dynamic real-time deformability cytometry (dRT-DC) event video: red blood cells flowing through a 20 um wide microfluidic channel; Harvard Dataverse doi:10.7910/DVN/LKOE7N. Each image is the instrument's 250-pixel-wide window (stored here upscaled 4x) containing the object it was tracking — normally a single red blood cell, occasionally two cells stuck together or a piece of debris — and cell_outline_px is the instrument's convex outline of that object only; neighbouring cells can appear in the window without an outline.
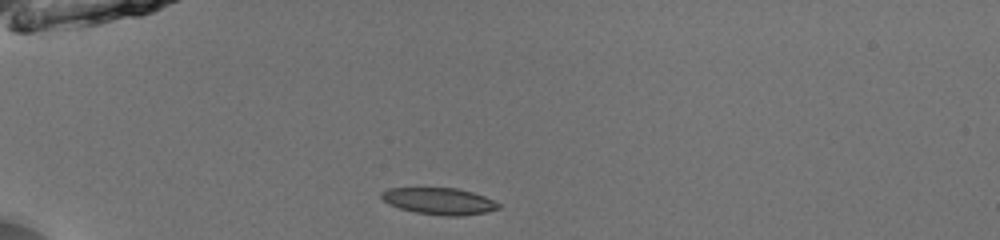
{"species": "common noctule bat (a hibernating species)", "species_latin": "Nyctalus noctula", "temperature_condition": "room temperature", "stored_images_in_passage": 37, "camera_frame_rate_fps": 3000, "um_per_image_px": 0.085, "animal": {"sex": "male", "body_mass_g": 13.0, "forearm_length_mm": 53.1}, "frame": {"image": 1, "passage_image": 1, "time_ms": 0.0, "image_size_px": [1000, 240], "cell_outline_px": [[500, 208], [488, 212], [460, 216], [448, 216], [416, 212], [400, 208], [388, 204], [380, 196], [380, 192], [388, 188], [456, 188], [472, 192], [484, 196], [500, 204]], "centroid_in_image_um": [37.33, 17.09], "position_along_channel_um": 47.7, "area_um2": 18.15}}
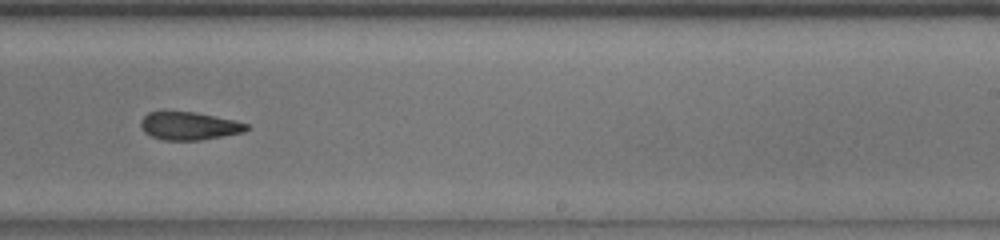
{"frame": {"image": 2, "passage_image": 20, "time_ms": 6.333, "image_size_px": [1000, 240], "cell_outline_px": [[248, 128], [244, 132], [200, 140], [164, 140], [152, 136], [144, 132], [140, 124], [140, 120], [148, 112], [196, 112], [232, 120], [248, 124]], "centroid_in_image_um": [16.05, 10.71], "position_along_channel_um": 273.0, "area_um2": 16.99}}
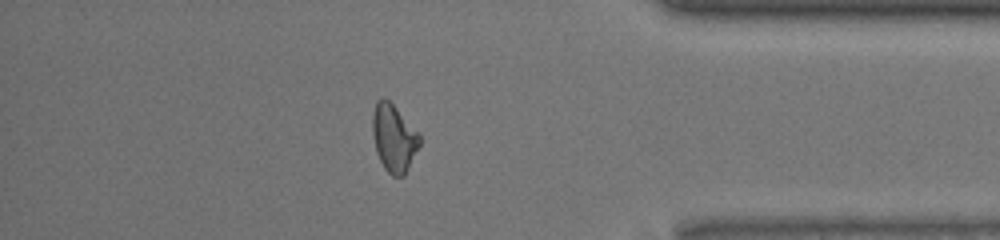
{"frame": {"image": 3, "passage_image": 31, "time_ms": 10.0, "image_size_px": [1000, 240], "cell_outline_px": [[420, 144], [404, 176], [392, 176], [384, 168], [376, 152], [372, 132], [372, 116], [376, 100], [380, 96], [384, 96], [396, 108], [420, 136]], "centroid_in_image_um": [33.44, 11.72], "position_along_channel_um": 401.8, "area_um2": 18.32}, "authors_computed_cell_mechanics": {"area_um2": 18.2648, "velocity_mm_per_s": 4.003, "shape_relaxation_time_tau1_ms": 5.2838, "shape_relaxation_time_tau2_ms": 3.7088, "deformation_change_tau1": 0.1394, "deformation_change_tau2": 0.123}}